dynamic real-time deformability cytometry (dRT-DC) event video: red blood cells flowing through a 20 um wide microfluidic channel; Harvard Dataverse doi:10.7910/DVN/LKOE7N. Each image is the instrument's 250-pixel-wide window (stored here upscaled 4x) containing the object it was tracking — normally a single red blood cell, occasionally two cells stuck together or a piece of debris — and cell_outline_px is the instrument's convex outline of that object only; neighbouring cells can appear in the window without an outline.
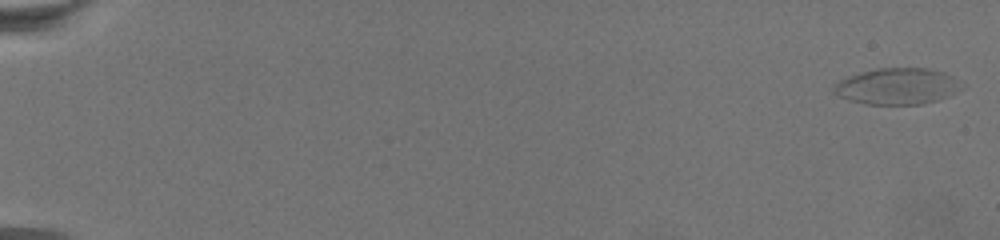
{"species": "common noctule bat (a hibernating species)", "species_latin": "Nyctalus noctula", "temperature_condition": "warm", "stored_images_in_passage": 77, "camera_frame_rate_fps": 3000, "um_per_image_px": 0.085, "animal": {"sex": "female", "body_mass_g": 19.5, "forearm_length_mm": 54.1}, "frame": {"image": 1, "passage_image": 1, "time_ms": 0.0, "image_size_px": [1000, 240], "cell_outline_px": [[952, 76], [944, 96], [936, 100], [920, 104], [868, 104], [852, 100], [840, 96], [832, 88], [840, 80], [848, 76], [880, 68], [924, 68], [944, 72]], "centroid_in_image_um": [76.04, 7.32], "position_along_channel_um": 9.0, "area_um2": 25.09}}
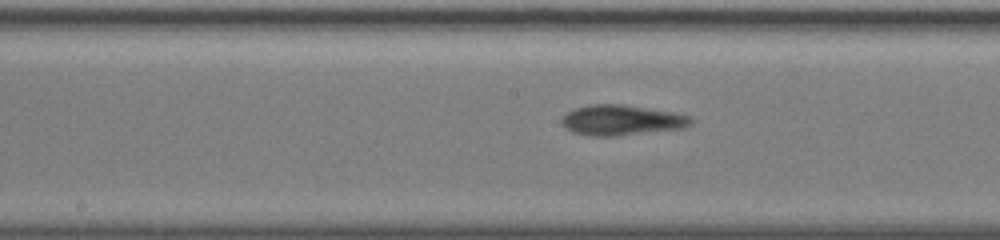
{"frame": {"image": 2, "passage_image": 43, "time_ms": 14.0, "image_size_px": [1000, 240], "cell_outline_px": [[692, 124], [684, 128], [616, 136], [592, 136], [572, 132], [560, 120], [568, 112], [576, 108], [588, 104], [620, 104], [672, 112], [688, 116], [692, 120]], "centroid_in_image_um": [52.83, 10.22], "position_along_channel_um": 195.4, "area_um2": 22.54}}
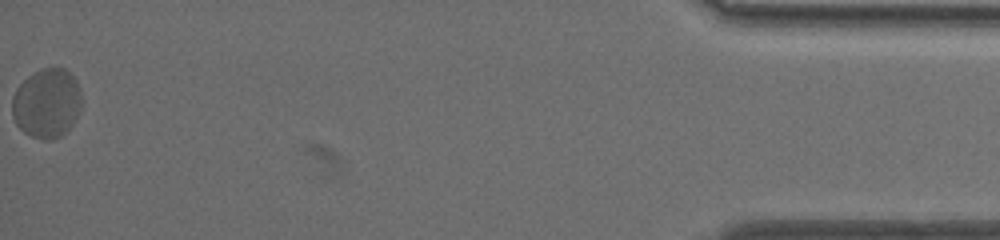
{"frame": {"image": 3, "passage_image": 77, "time_ms": 25.333, "image_size_px": [1000, 240], "cell_outline_px": [[80, 108], [72, 124], [60, 136], [48, 140], [44, 140], [32, 136], [24, 132], [16, 124], [12, 116], [12, 96], [16, 88], [28, 76], [44, 68], [64, 68], [76, 80], [80, 88]], "centroid_in_image_um": [3.95, 8.77], "position_along_channel_um": 431.3, "area_um2": 27.8}}